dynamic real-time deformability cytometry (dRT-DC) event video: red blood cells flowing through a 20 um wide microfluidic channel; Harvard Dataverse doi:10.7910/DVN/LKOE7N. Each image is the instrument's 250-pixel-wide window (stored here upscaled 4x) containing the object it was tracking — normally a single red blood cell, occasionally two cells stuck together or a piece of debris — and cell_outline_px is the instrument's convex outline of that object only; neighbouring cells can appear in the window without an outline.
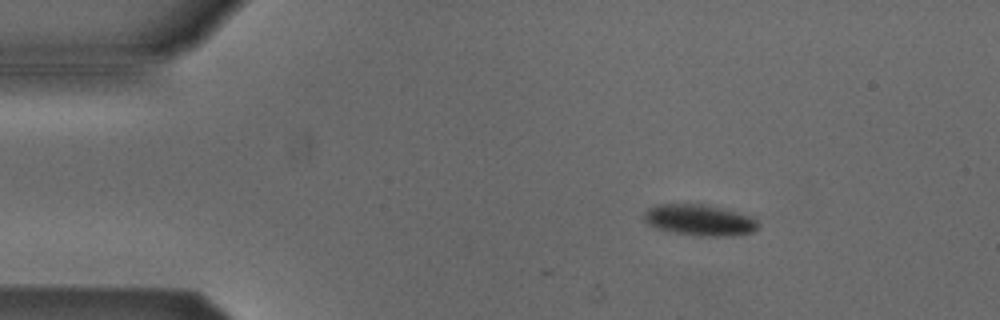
{"species": "Egyptian fruit bat (a non-hibernating species)", "species_latin": "Rousettus aegyptiacus", "temperature_condition": "cold", "stored_images_in_passage": 3, "camera_frame_rate_fps": 3000, "um_per_image_px": 0.085, "animal": {"sex": "male"}, "frame": {"image": 1, "passage_image": 2, "time_ms": 1.333, "image_size_px": [1000, 320], "cell_outline_px": [[760, 224], [752, 232], [732, 236], [696, 236], [672, 232], [656, 228], [648, 224], [644, 220], [644, 212], [648, 208], [656, 204], [704, 204], [740, 212], [756, 216]], "centroid_in_image_um": [59.5, 18.7], "position_along_channel_um": 25.5, "area_um2": 21.1}}